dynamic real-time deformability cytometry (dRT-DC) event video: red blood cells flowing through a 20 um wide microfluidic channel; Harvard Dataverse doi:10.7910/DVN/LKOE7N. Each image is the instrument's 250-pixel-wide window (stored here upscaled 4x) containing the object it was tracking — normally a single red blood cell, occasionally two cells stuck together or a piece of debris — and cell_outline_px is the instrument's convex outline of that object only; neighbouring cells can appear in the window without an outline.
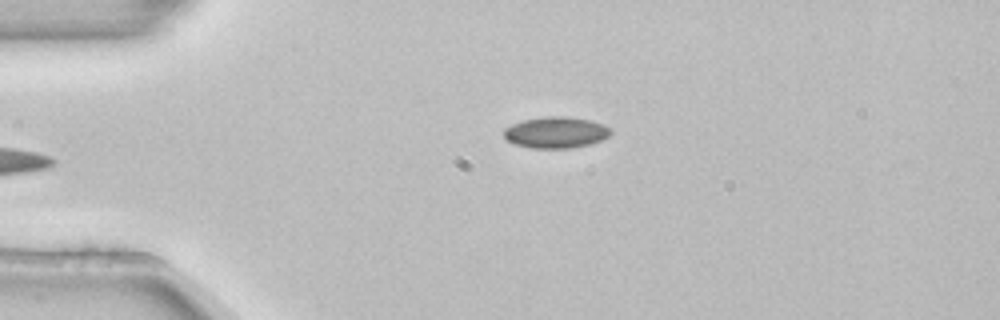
{"species": "common noctule bat (a hibernating species)", "species_latin": "Nyctalus noctula", "temperature_condition": "room temperature", "stored_images_in_passage": 4, "camera_frame_rate_fps": 3000, "um_per_image_px": 0.085, "animal": {"sex": "female", "body_mass_g": 22.7, "forearm_length_mm": 54.2}, "frame": {"image": 1, "passage_image": 3, "time_ms": 0.667, "image_size_px": [1000, 320], "cell_outline_px": [[612, 132], [608, 136], [600, 140], [588, 144], [568, 148], [532, 148], [516, 144], [508, 140], [504, 136], [504, 128], [512, 124], [524, 120], [548, 116], [568, 116], [592, 120], [604, 124]], "centroid_in_image_um": [47.25, 11.24], "position_along_channel_um": 37.7, "area_um2": 19.31}}